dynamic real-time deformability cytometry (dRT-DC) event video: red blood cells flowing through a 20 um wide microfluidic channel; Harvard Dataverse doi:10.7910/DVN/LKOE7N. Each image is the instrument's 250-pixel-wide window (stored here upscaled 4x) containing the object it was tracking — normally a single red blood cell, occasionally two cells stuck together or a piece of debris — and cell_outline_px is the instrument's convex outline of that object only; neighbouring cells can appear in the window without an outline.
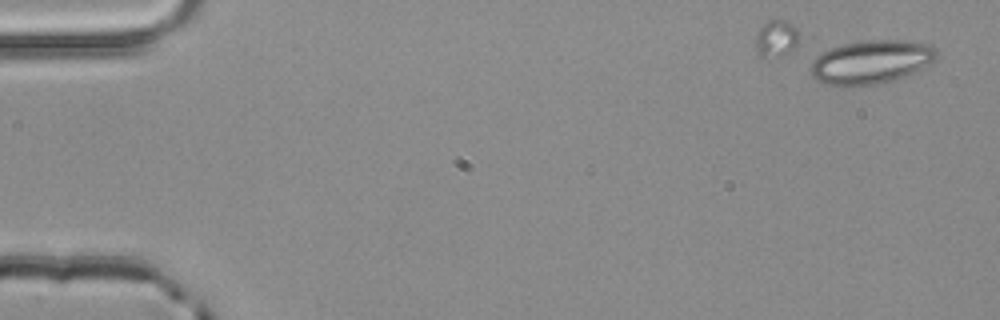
{"species": "common noctule bat (a hibernating species)", "species_latin": "Nyctalus noctula", "temperature_condition": "room temperature", "stored_images_in_passage": 3, "camera_frame_rate_fps": 3000, "um_per_image_px": 0.085, "animal": {"sex": "male", "body_mass_g": 20.4}, "frame": {"image": 1, "passage_image": 1, "time_ms": 0.0, "image_size_px": [1000, 320], "cell_outline_px": [[936, 60], [932, 64], [904, 76], [880, 84], [824, 84], [816, 80], [812, 76], [808, 68], [812, 60], [816, 56], [840, 44], [860, 40], [912, 40], [936, 48]], "centroid_in_image_um": [74.03, 5.24], "position_along_channel_um": 11.0, "area_um2": 31.96}}